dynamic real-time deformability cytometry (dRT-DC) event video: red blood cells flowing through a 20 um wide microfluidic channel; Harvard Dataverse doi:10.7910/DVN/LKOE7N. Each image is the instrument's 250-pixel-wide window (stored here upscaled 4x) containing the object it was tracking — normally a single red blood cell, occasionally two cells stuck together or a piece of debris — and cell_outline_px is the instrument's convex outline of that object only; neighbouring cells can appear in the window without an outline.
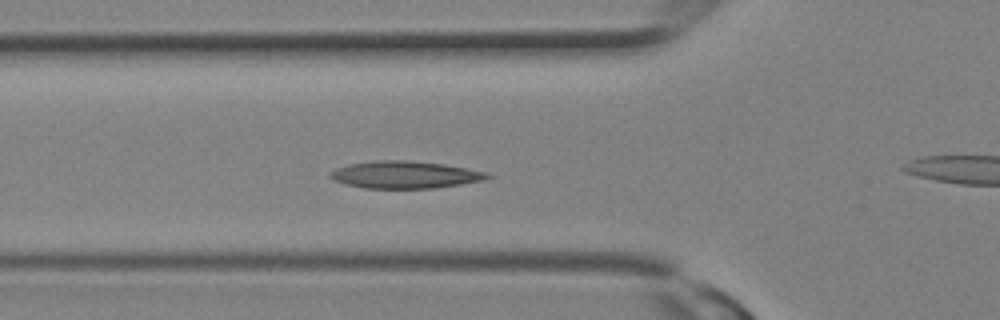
{"species": "Egyptian fruit bat (a non-hibernating species)", "species_latin": "Rousettus aegyptiacus", "temperature_condition": "room temperature", "stored_images_in_passage": 11, "segment_of_instrument_passage": [1, 2], "camera_frame_rate_fps": 3000, "um_per_image_px": 0.085, "animal": {"sex": "female"}, "frame": {"image": 1, "passage_image": 8, "time_ms": 2.333, "image_size_px": [1000, 320], "cell_outline_px": [[492, 176], [484, 180], [460, 184], [432, 188], [364, 188], [344, 184], [332, 180], [328, 176], [328, 172], [336, 168], [348, 164], [372, 160], [404, 160], [444, 164], [468, 168], [488, 172]], "centroid_in_image_um": [34.37, 14.84], "position_along_channel_um": 91.4, "area_um2": 25.14}}
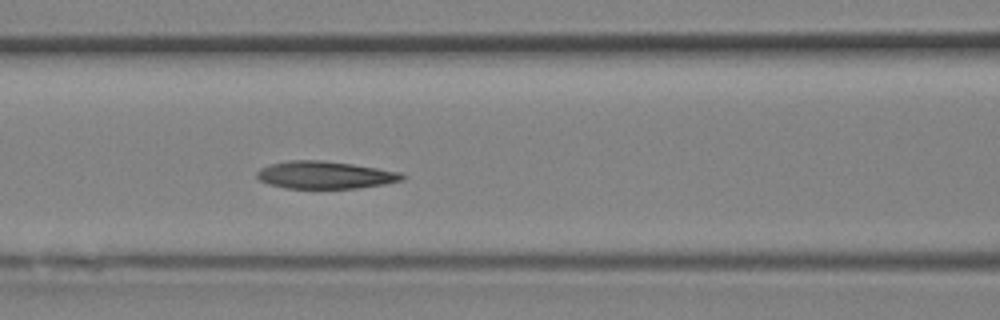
{"frame": {"image": 2, "passage_image": 10, "time_ms": 3.0, "image_size_px": [1000, 320], "cell_outline_px": [[408, 176], [404, 180], [384, 184], [356, 188], [284, 188], [268, 184], [260, 180], [256, 176], [256, 172], [260, 168], [272, 164], [288, 160], [320, 160], [352, 164], [400, 172]], "centroid_in_image_um": [27.63, 14.87], "position_along_channel_um": 139.0, "area_um2": 23.24}}